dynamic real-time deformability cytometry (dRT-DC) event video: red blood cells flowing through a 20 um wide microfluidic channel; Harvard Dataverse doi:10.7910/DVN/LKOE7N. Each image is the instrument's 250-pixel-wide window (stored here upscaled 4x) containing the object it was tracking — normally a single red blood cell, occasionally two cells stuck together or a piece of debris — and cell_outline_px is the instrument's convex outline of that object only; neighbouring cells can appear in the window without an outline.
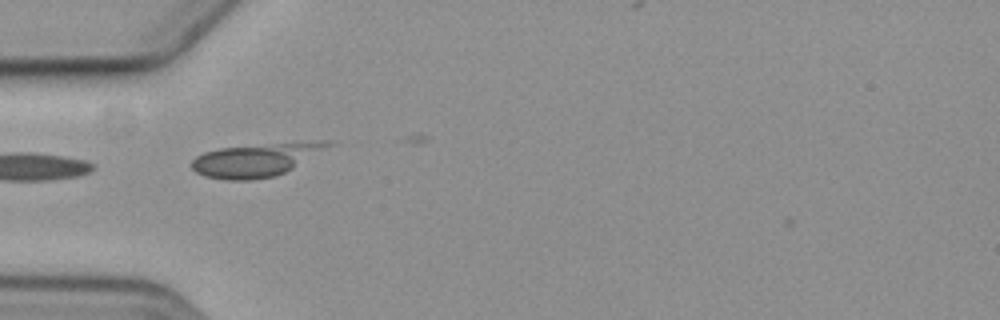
{"species": "common noctule bat (a hibernating species)", "species_latin": "Nyctalus noctula", "temperature_condition": "cold", "stored_images_in_passage": 3, "camera_frame_rate_fps": 3000, "um_per_image_px": 0.085, "animal": {"sex": "female", "body_mass_g": 19.3, "forearm_length_mm": 54.1}, "frame": {"image": 1, "passage_image": 3, "time_ms": 3.0, "image_size_px": [1000, 320], "cell_outline_px": [[336, 144], [292, 168], [276, 176], [252, 180], [228, 180], [204, 176], [196, 172], [192, 168], [192, 160], [196, 156], [204, 152], [220, 148], [320, 140], [328, 140]], "centroid_in_image_um": [21.8, 13.58], "position_along_channel_um": 63.2, "area_um2": 26.24}}